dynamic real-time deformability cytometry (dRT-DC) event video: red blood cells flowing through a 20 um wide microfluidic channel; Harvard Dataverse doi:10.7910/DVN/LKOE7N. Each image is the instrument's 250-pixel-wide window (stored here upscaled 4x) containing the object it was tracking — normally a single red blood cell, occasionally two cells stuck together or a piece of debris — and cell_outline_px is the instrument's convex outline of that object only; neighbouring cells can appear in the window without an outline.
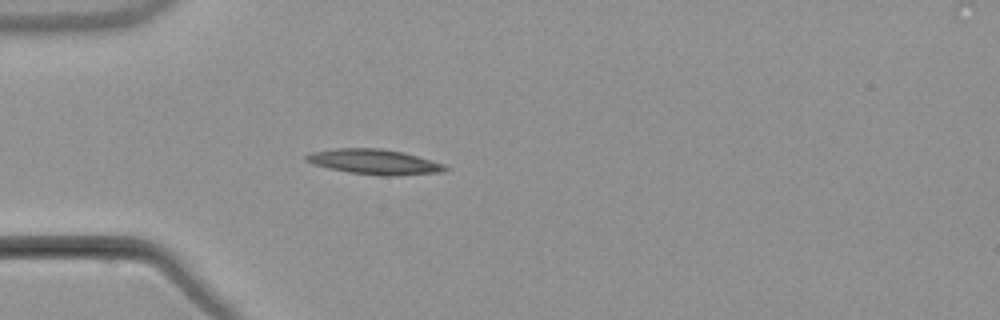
{"species": "common noctule bat (a hibernating species)", "species_latin": "Nyctalus noctula", "temperature_condition": "warm", "stored_images_in_passage": 3, "camera_frame_rate_fps": 3000, "um_per_image_px": 0.085, "animal": {"sex": "male", "body_mass_g": 21.5, "forearm_length_mm": 52.0}, "frame": {"image": 1, "passage_image": 3, "time_ms": 3.333, "image_size_px": [1000, 320], "cell_outline_px": [[448, 168], [444, 172], [392, 176], [380, 176], [348, 172], [328, 168], [304, 160], [304, 156], [312, 152], [336, 148], [380, 148], [404, 152], [432, 160], [444, 164]], "centroid_in_image_um": [31.84, 13.75], "position_along_channel_um": 53.2, "area_um2": 20.4}}